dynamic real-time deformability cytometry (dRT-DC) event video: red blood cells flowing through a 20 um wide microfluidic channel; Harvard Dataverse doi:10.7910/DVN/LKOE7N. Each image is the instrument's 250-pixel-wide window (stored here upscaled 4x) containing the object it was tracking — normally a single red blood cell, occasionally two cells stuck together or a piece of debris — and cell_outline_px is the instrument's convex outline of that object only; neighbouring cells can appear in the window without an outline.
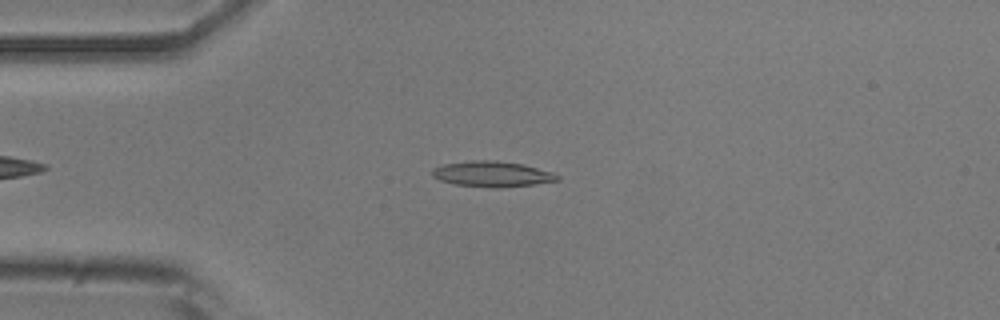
{"species": "common noctule bat (a hibernating species)", "species_latin": "Nyctalus noctula", "temperature_condition": "room temperature", "stored_images_in_passage": 3, "camera_frame_rate_fps": 3000, "um_per_image_px": 0.085, "animal": {"sex": "male", "body_mass_g": 20.5, "forearm_length_mm": 52.5}, "frame": {"image": 1, "passage_image": 1, "time_ms": 0.0, "image_size_px": [1000, 320], "cell_outline_px": [[560, 180], [536, 184], [500, 188], [492, 188], [456, 184], [440, 180], [432, 176], [432, 168], [444, 164], [468, 160], [496, 160], [524, 164], [556, 172], [560, 176]], "centroid_in_image_um": [41.89, 14.78], "position_along_channel_um": 43.1, "area_um2": 19.02}}
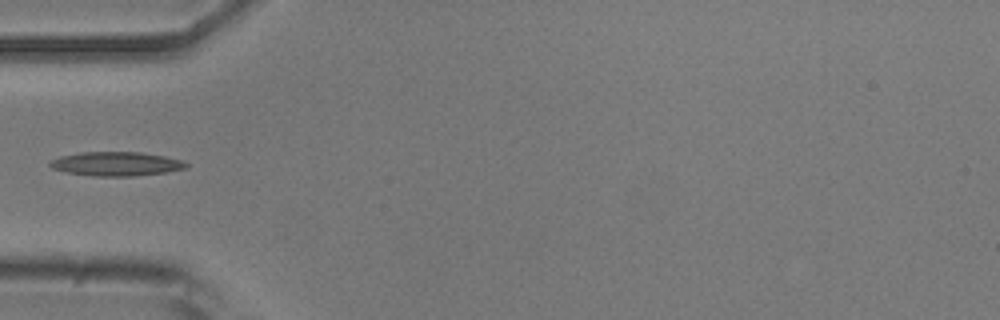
{"frame": {"image": 2, "passage_image": 2, "time_ms": 0.333, "image_size_px": [1000, 320], "cell_outline_px": [[188, 168], [164, 172], [132, 176], [92, 176], [68, 172], [52, 168], [48, 164], [52, 160], [60, 156], [80, 152], [140, 152], [164, 156], [184, 160], [188, 164]], "centroid_in_image_um": [9.9, 13.92], "position_along_channel_um": 75.1, "area_um2": 19.02}}
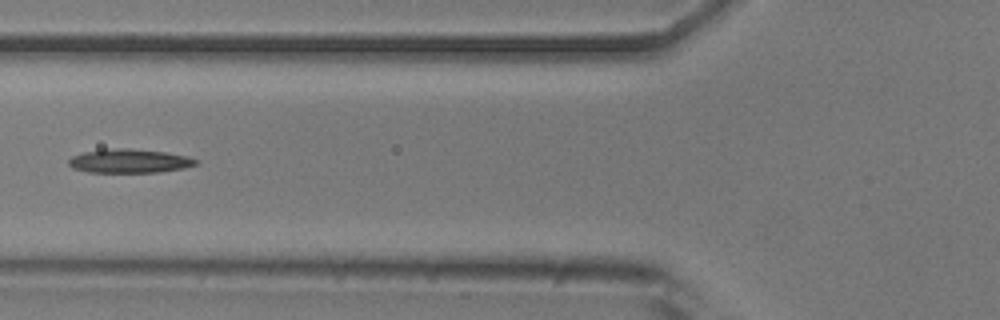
{"frame": {"image": 3, "passage_image": 3, "time_ms": 0.667, "image_size_px": [1000, 320], "cell_outline_px": [[196, 164], [184, 168], [160, 172], [88, 172], [72, 168], [68, 164], [68, 160], [72, 156], [84, 152], [112, 148], [128, 148], [164, 152], [188, 156], [196, 160]], "centroid_in_image_um": [10.97, 13.68], "position_along_channel_um": 114.8, "area_um2": 17.57}}